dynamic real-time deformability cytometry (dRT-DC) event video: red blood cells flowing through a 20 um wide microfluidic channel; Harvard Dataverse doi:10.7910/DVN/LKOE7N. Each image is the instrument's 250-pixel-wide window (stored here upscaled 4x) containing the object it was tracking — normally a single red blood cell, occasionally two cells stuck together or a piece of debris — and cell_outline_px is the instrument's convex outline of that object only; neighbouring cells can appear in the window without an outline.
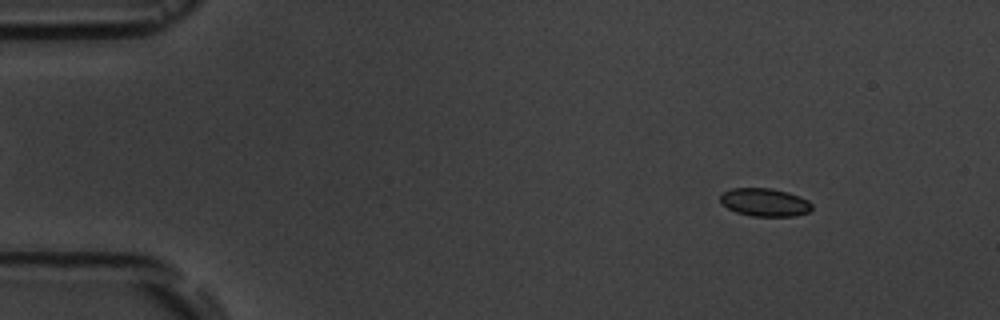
{"species": "common noctule bat (a hibernating species)", "species_latin": "Nyctalus noctula", "temperature_condition": "room temperature", "stored_images_in_passage": 5, "camera_frame_rate_fps": 3000, "um_per_image_px": 0.085, "animal": {"sex": "male", "body_mass_g": 19.5, "forearm_length_mm": 54.6}, "frame": {"image": 1, "passage_image": 1, "time_ms": 0.0, "image_size_px": [1000, 320], "cell_outline_px": [[812, 208], [808, 212], [796, 216], [752, 216], [736, 212], [720, 204], [720, 192], [732, 188], [772, 188], [788, 192], [800, 196], [808, 200], [812, 204]], "centroid_in_image_um": [64.98, 17.19], "position_along_channel_um": 20.0, "area_um2": 15.2}}
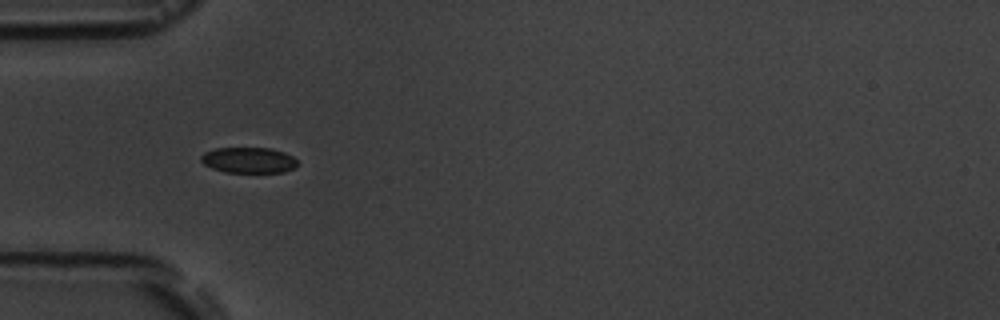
{"frame": {"image": 2, "passage_image": 4, "time_ms": 3.667, "image_size_px": [1000, 320], "cell_outline_px": [[300, 164], [284, 172], [224, 172], [212, 168], [204, 164], [200, 160], [200, 156], [204, 152], [216, 148], [272, 148], [284, 152], [292, 156]], "centroid_in_image_um": [21.13, 13.61], "position_along_channel_um": 63.9, "area_um2": 14.51}}
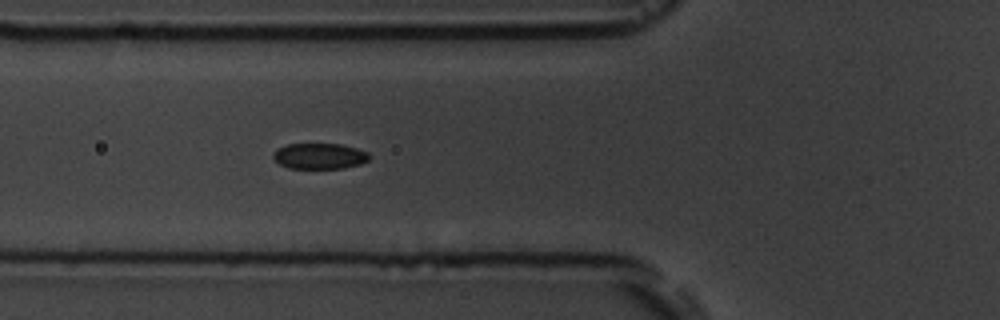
{"frame": {"image": 3, "passage_image": 5, "time_ms": 4.667, "image_size_px": [1000, 320], "cell_outline_px": [[368, 160], [360, 164], [344, 168], [288, 168], [280, 164], [272, 156], [272, 152], [288, 144], [340, 144], [356, 148], [368, 152]], "centroid_in_image_um": [27.15, 13.27], "position_along_channel_um": 98.6, "area_um2": 14.28}}